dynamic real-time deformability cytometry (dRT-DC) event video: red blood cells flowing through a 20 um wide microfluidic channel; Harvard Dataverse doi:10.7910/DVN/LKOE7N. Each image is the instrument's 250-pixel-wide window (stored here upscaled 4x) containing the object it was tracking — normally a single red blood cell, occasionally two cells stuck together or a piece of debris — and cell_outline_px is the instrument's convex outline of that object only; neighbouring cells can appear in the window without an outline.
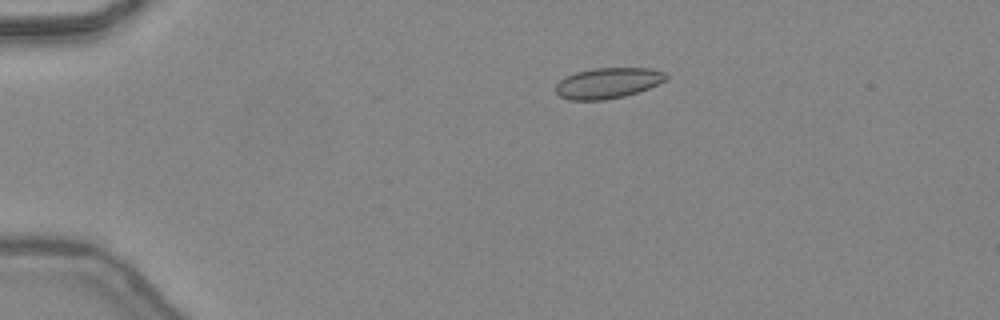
{"species": "common noctule bat (a hibernating species)", "species_latin": "Nyctalus noctula", "temperature_condition": "warm", "stored_images_in_passage": 42, "camera_frame_rate_fps": 3000, "um_per_image_px": 0.085, "animal": {"sex": "female", "body_mass_g": 24.6, "forearm_length_mm": 56.2}, "frame": {"image": 1, "passage_image": 5, "time_ms": 1.333, "image_size_px": [1000, 320], "cell_outline_px": [[668, 80], [648, 88], [624, 96], [604, 100], [568, 100], [560, 96], [556, 92], [556, 84], [560, 80], [576, 72], [592, 68], [652, 68], [664, 72], [668, 76]], "centroid_in_image_um": [51.69, 7.05], "position_along_channel_um": 33.3, "area_um2": 19.71}}
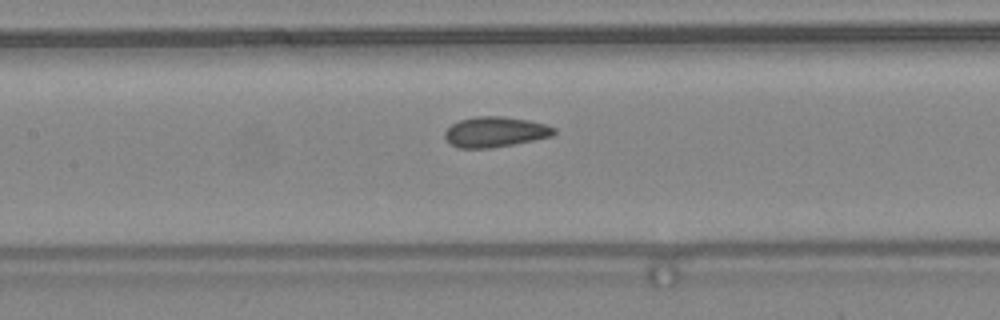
{"frame": {"image": 2, "passage_image": 18, "time_ms": 5.667, "image_size_px": [1000, 320], "cell_outline_px": [[556, 132], [552, 136], [512, 144], [488, 148], [460, 148], [452, 144], [444, 136], [444, 132], [452, 124], [460, 120], [476, 116], [504, 116], [528, 120], [548, 124], [556, 128]], "centroid_in_image_um": [42.12, 11.2], "position_along_channel_um": 165.3, "area_um2": 19.19}}
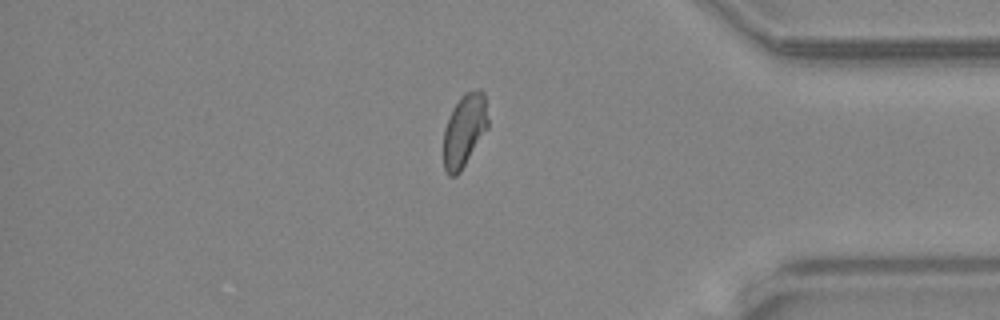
{"frame": {"image": 3, "passage_image": 35, "time_ms": 11.333, "image_size_px": [1000, 320], "cell_outline_px": [[488, 128], [460, 172], [456, 176], [448, 176], [444, 168], [444, 128], [452, 108], [460, 96], [464, 92], [480, 88], [484, 92], [488, 120]], "centroid_in_image_um": [39.47, 11.05], "position_along_channel_um": 395.7, "area_um2": 19.02}, "authors_computed_cell_mechanics": {"area_um2": 19.2185, "velocity_mm_per_s": 4.4625, "shape_relaxation_time_tau1_ms": null, "shape_relaxation_time_tau2_ms": 1.0592, "deformation_change_tau1": null, "deformation_change_tau2": 0.0514}}